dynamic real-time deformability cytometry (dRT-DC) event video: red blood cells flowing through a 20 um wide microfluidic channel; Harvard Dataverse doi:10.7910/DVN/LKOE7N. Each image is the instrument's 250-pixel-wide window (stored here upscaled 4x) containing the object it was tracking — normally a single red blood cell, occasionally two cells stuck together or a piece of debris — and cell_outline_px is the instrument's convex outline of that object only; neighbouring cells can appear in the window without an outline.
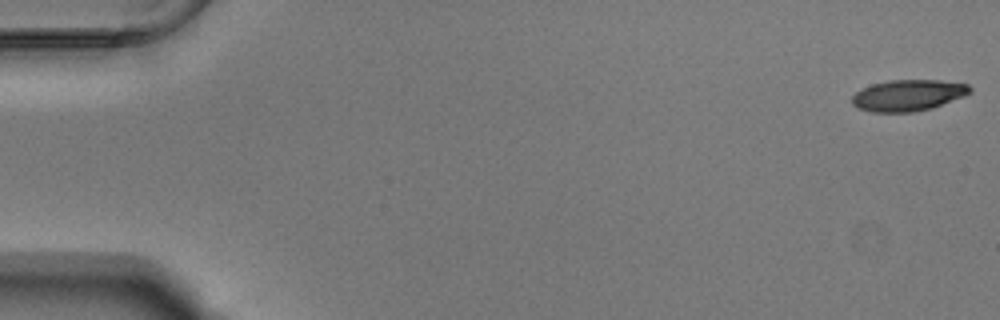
{"species": "Egyptian fruit bat (a non-hibernating species)", "species_latin": "Rousettus aegyptiacus", "temperature_condition": "warm", "stored_images_in_passage": 54, "camera_frame_rate_fps": 3000, "um_per_image_px": 0.085, "animal": {"sex": "male"}, "frame": {"image": 1, "passage_image": 1, "time_ms": 0.0, "image_size_px": [1000, 320], "cell_outline_px": [[972, 92], [964, 96], [932, 108], [912, 112], [868, 112], [852, 104], [852, 96], [856, 92], [872, 84], [888, 80], [940, 80], [968, 84], [972, 88]], "centroid_in_image_um": [77.21, 8.1], "position_along_channel_um": 7.8, "area_um2": 21.5}}
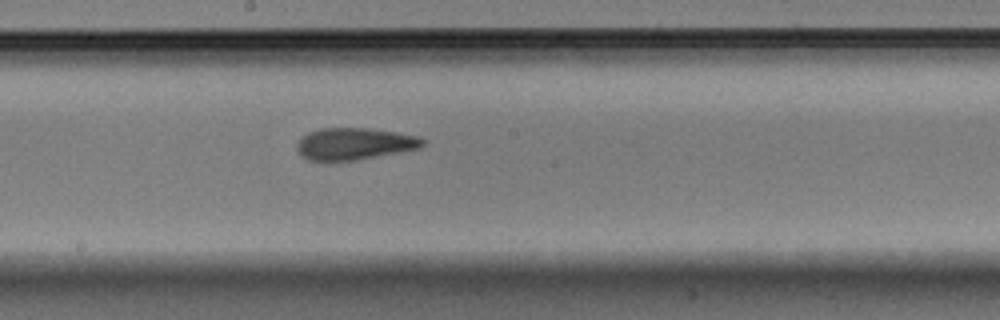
{"frame": {"image": 2, "passage_image": 30, "time_ms": 9.667, "image_size_px": [1000, 320], "cell_outline_px": [[424, 144], [420, 148], [400, 152], [356, 160], [328, 164], [308, 160], [296, 148], [296, 144], [308, 132], [320, 128], [368, 128], [396, 132], [416, 136], [424, 140]], "centroid_in_image_um": [30.08, 12.26], "position_along_channel_um": 218.1, "area_um2": 23.76}}
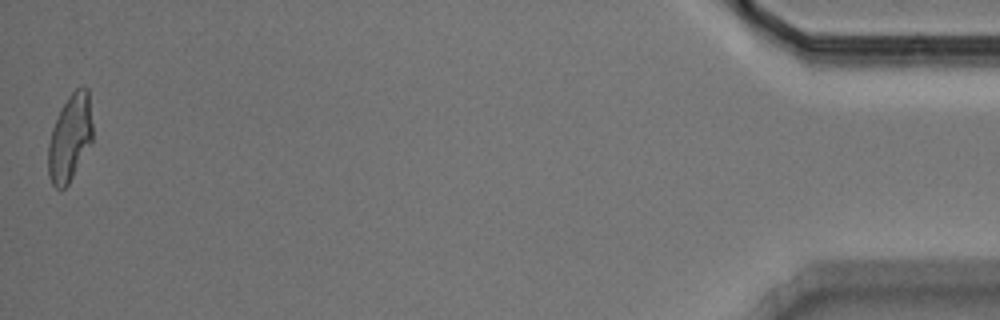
{"frame": {"image": 3, "passage_image": 54, "time_ms": 17.667, "image_size_px": [1000, 320], "cell_outline_px": [[92, 144], [68, 184], [64, 188], [56, 188], [52, 184], [48, 176], [48, 144], [52, 128], [60, 108], [68, 96], [80, 84], [84, 84], [88, 88], [92, 124]], "centroid_in_image_um": [5.95, 11.68], "position_along_channel_um": 429.2, "area_um2": 22.83}, "authors_computed_cell_mechanics": {"area_um2": 23.0044, "velocity_mm_per_s": 3.7634, "shape_relaxation_time_tau1_ms": 4.2313, "shape_relaxation_time_tau2_ms": 2.1798, "deformation_change_tau1": 0.2036, "deformation_change_tau2": 0.1171}}